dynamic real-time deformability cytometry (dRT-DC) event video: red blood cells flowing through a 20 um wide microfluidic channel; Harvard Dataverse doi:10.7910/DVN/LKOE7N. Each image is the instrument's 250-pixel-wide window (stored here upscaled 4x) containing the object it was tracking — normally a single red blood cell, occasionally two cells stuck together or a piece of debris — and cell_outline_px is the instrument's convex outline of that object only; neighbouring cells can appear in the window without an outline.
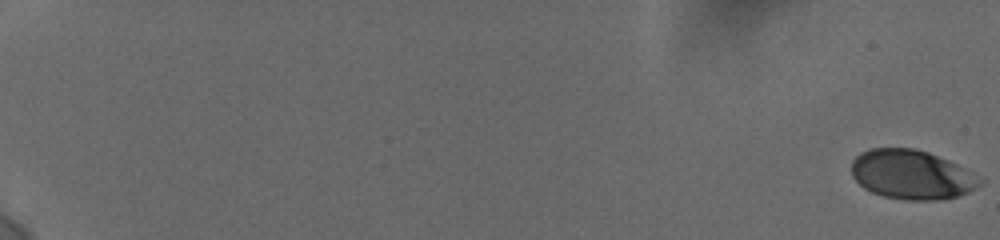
{"species": "human", "species_latin": "Homo sapiens", "temperature_condition": "cold", "stored_images_in_passage": 42, "camera_frame_rate_fps": 3000, "um_per_image_px": 0.085, "donor": {"sex": "female"}, "frame": {"image": 1, "passage_image": 1, "time_ms": 0.0, "image_size_px": [1000, 240], "cell_outline_px": [[984, 184], [968, 192], [956, 196], [936, 200], [904, 200], [884, 196], [872, 192], [864, 188], [852, 176], [852, 160], [860, 152], [872, 148], [912, 148], [928, 152], [948, 160], [956, 164], [984, 180]], "centroid_in_image_um": [77.48, 14.84], "position_along_channel_um": 7.5, "area_um2": 36.76}}
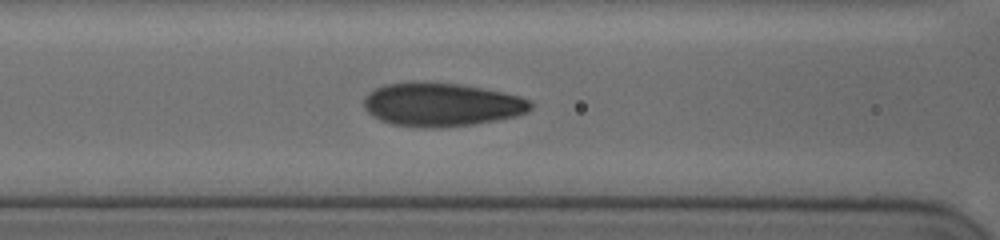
{"frame": {"image": 2, "passage_image": 34, "time_ms": 9.667, "image_size_px": [1000, 240], "cell_outline_px": [[532, 108], [528, 112], [516, 116], [496, 120], [472, 124], [444, 128], [424, 128], [392, 124], [380, 120], [368, 112], [364, 108], [364, 100], [376, 88], [384, 84], [412, 80], [424, 80], [460, 84], [484, 88], [504, 92], [520, 96], [532, 100]], "centroid_in_image_um": [37.55, 8.87], "position_along_channel_um": 129.0, "area_um2": 42.95}}
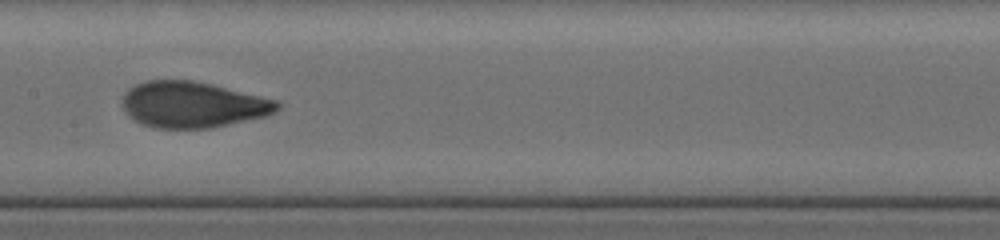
{"frame": {"image": 3, "passage_image": 41, "time_ms": 11.333, "image_size_px": [1000, 240], "cell_outline_px": [[280, 108], [276, 112], [264, 116], [212, 128], [152, 128], [128, 116], [124, 112], [120, 104], [124, 92], [128, 88], [136, 84], [148, 80], [192, 80], [212, 84], [280, 100]], "centroid_in_image_um": [16.37, 8.89], "position_along_channel_um": 191.0, "area_um2": 41.96}}